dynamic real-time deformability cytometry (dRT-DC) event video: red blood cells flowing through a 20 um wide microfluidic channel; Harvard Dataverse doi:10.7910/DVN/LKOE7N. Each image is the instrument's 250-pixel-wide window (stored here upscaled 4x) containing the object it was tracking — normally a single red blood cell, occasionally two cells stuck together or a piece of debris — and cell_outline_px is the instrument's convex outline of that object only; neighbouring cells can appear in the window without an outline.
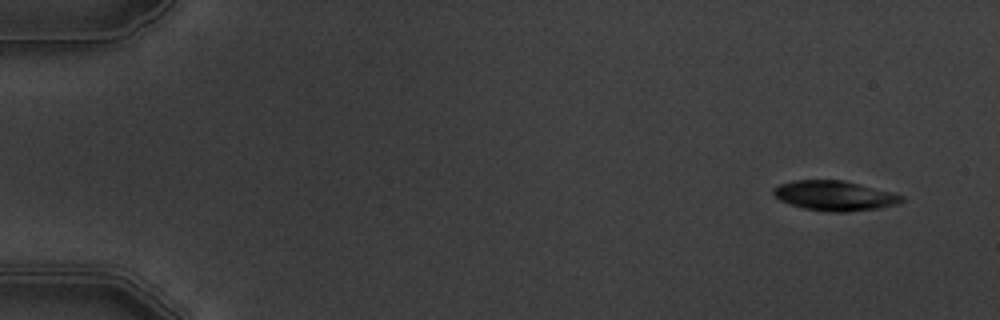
{"species": "common noctule bat (a hibernating species)", "species_latin": "Nyctalus noctula", "temperature_condition": "warm", "stored_images_in_passage": 6, "camera_frame_rate_fps": 3000, "um_per_image_px": 0.085, "animal": {"sex": "male", "body_mass_g": 19.5, "forearm_length_mm": 54.6}, "frame": {"image": 1, "passage_image": 1, "time_ms": 0.0, "image_size_px": [1000, 320], "cell_outline_px": [[904, 200], [900, 204], [880, 208], [848, 212], [828, 212], [804, 208], [780, 200], [772, 192], [772, 188], [780, 184], [792, 180], [844, 180], [892, 192], [904, 196]], "centroid_in_image_um": [70.98, 16.63], "position_along_channel_um": 14.0, "area_um2": 22.43}}
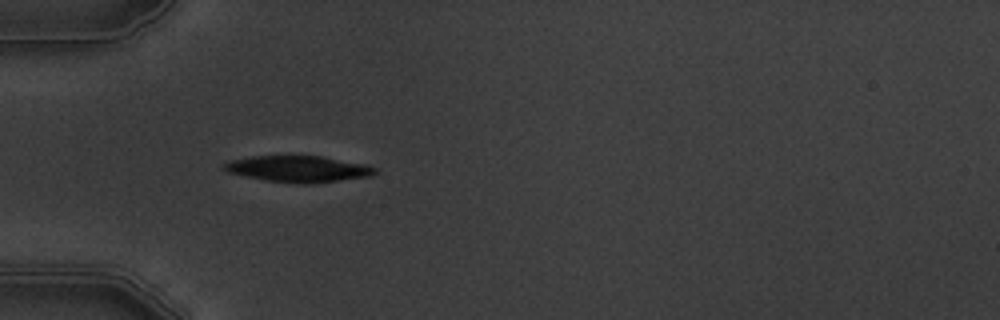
{"frame": {"image": 2, "passage_image": 5, "time_ms": 4.667, "image_size_px": [1000, 320], "cell_outline_px": [[380, 168], [372, 176], [336, 180], [264, 180], [244, 176], [228, 172], [220, 168], [220, 164], [232, 160], [252, 156], [320, 156], [368, 164]], "centroid_in_image_um": [25.33, 14.3], "position_along_channel_um": 59.7, "area_um2": 22.14}}